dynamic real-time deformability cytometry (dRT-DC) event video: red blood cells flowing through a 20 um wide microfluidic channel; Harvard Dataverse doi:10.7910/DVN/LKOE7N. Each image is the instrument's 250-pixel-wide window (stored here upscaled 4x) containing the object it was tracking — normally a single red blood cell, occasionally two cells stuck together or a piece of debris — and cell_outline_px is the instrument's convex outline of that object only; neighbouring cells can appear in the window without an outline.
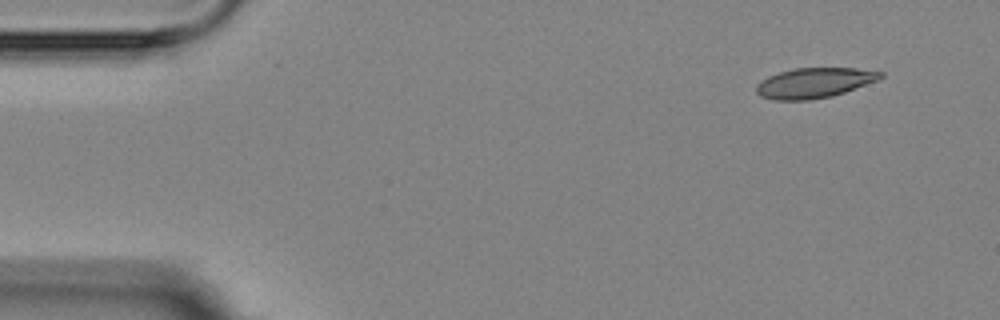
{"species": "Egyptian fruit bat (a non-hibernating species)", "species_latin": "Rousettus aegyptiacus", "temperature_condition": "room temperature", "stored_images_in_passage": 6, "camera_frame_rate_fps": 3000, "um_per_image_px": 0.085, "animal": {"sex": "female"}, "frame": {"image": 1, "passage_image": 1, "time_ms": 0.0, "image_size_px": [1000, 320], "cell_outline_px": [[884, 76], [876, 80], [844, 92], [832, 96], [808, 100], [776, 100], [760, 96], [756, 92], [756, 84], [760, 80], [768, 76], [780, 72], [796, 68], [856, 68], [884, 72]], "centroid_in_image_um": [69.18, 7.04], "position_along_channel_um": 15.8, "area_um2": 21.68}}
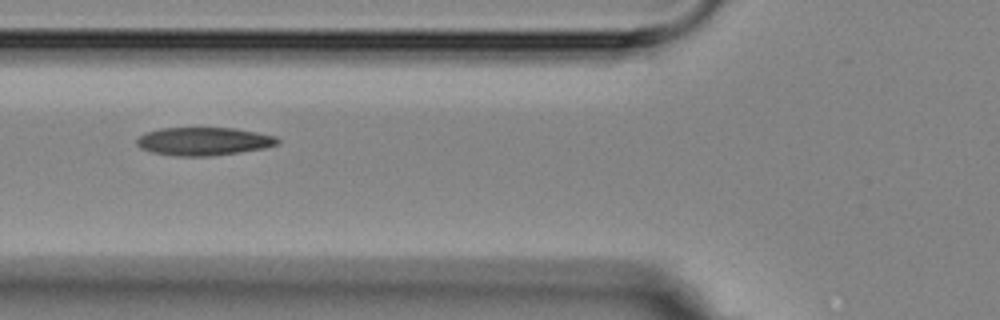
{"frame": {"image": 2, "passage_image": 5, "time_ms": 5.333, "image_size_px": [1000, 320], "cell_outline_px": [[280, 144], [264, 148], [212, 156], [176, 156], [152, 152], [140, 148], [136, 144], [136, 140], [140, 136], [148, 132], [160, 128], [236, 128], [276, 136], [280, 140]], "centroid_in_image_um": [17.33, 12.01], "position_along_channel_um": 108.5, "area_um2": 23.06}}
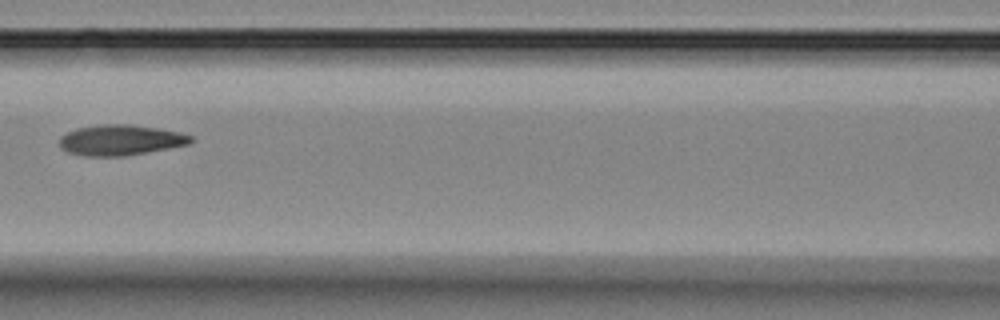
{"frame": {"image": 3, "passage_image": 6, "time_ms": 6.667, "image_size_px": [1000, 320], "cell_outline_px": [[196, 140], [192, 144], [148, 152], [124, 156], [80, 156], [68, 152], [60, 148], [60, 136], [76, 128], [100, 124], [128, 124], [156, 128], [180, 132], [192, 136]], "centroid_in_image_um": [10.27, 11.91], "position_along_channel_um": 156.3, "area_um2": 23.64}}